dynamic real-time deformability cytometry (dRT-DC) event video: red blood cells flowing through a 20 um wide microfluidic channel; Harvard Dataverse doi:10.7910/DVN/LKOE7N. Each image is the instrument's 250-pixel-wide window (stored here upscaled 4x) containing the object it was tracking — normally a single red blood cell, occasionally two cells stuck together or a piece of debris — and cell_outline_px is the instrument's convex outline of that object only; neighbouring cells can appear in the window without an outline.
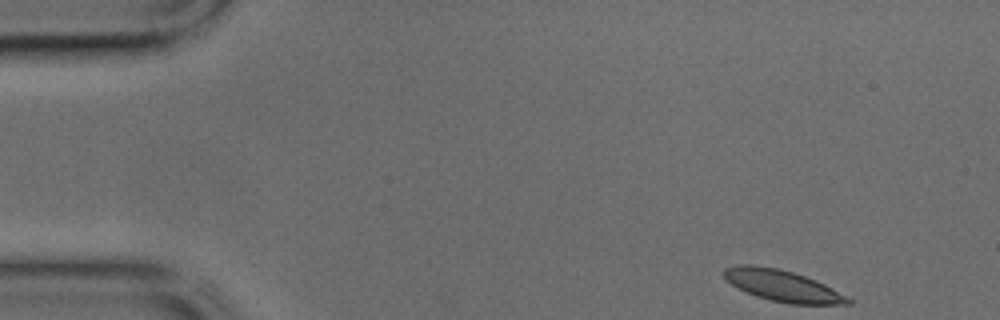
{"species": "common noctule bat (a hibernating species)", "species_latin": "Nyctalus noctula", "temperature_condition": "cold", "stored_images_in_passage": 41, "camera_frame_rate_fps": 3000, "um_per_image_px": 0.085, "animal": {"sex": "male", "body_mass_g": 17.9, "forearm_length_mm": 54.2}, "frame": {"image": 1, "passage_image": 1, "time_ms": 0.0, "image_size_px": [1000, 320], "cell_outline_px": [[852, 304], [788, 304], [756, 296], [732, 284], [724, 276], [724, 268], [736, 264], [752, 264], [780, 268], [816, 280], [824, 284], [852, 300]], "centroid_in_image_um": [66.49, 24.27], "position_along_channel_um": 18.5, "area_um2": 22.37}}
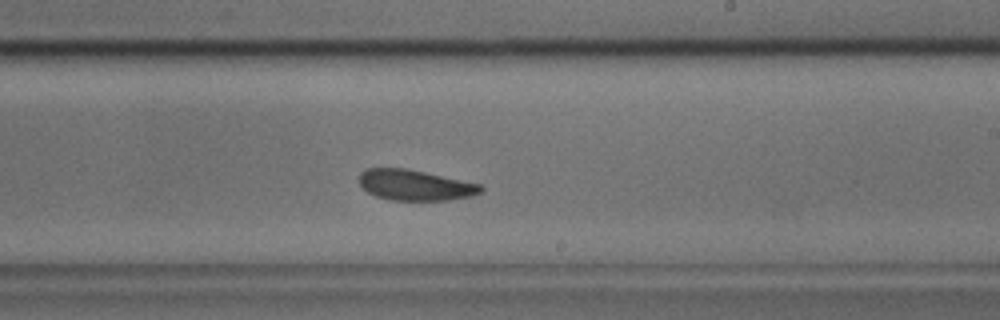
{"frame": {"image": 2, "passage_image": 23, "time_ms": 7.333, "image_size_px": [1000, 320], "cell_outline_px": [[484, 188], [480, 192], [472, 196], [448, 200], [388, 200], [376, 196], [368, 192], [360, 184], [360, 172], [368, 168], [404, 168], [424, 172], [480, 184]], "centroid_in_image_um": [35.27, 15.74], "position_along_channel_um": 253.7, "area_um2": 21.5}}
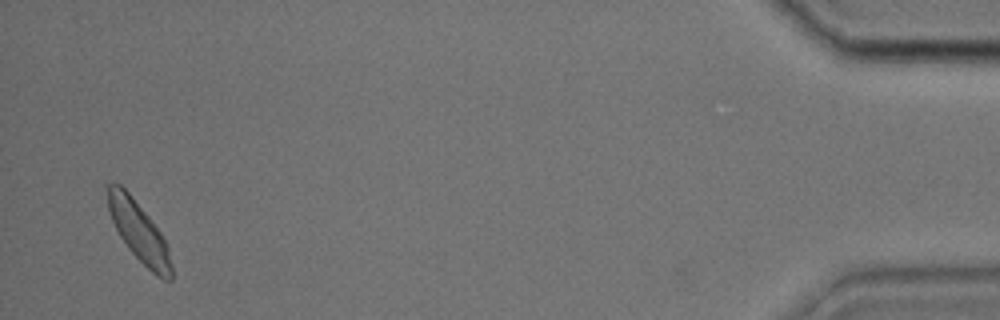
{"frame": {"image": 3, "passage_image": 40, "time_ms": 13.0, "image_size_px": [1000, 320], "cell_outline_px": [[172, 280], [164, 280], [156, 276], [128, 248], [120, 236], [112, 220], [108, 208], [104, 188], [104, 184], [120, 184], [128, 192], [148, 216], [160, 232], [168, 248], [172, 264]], "centroid_in_image_um": [11.78, 19.67], "position_along_channel_um": 423.4, "area_um2": 22.02}}